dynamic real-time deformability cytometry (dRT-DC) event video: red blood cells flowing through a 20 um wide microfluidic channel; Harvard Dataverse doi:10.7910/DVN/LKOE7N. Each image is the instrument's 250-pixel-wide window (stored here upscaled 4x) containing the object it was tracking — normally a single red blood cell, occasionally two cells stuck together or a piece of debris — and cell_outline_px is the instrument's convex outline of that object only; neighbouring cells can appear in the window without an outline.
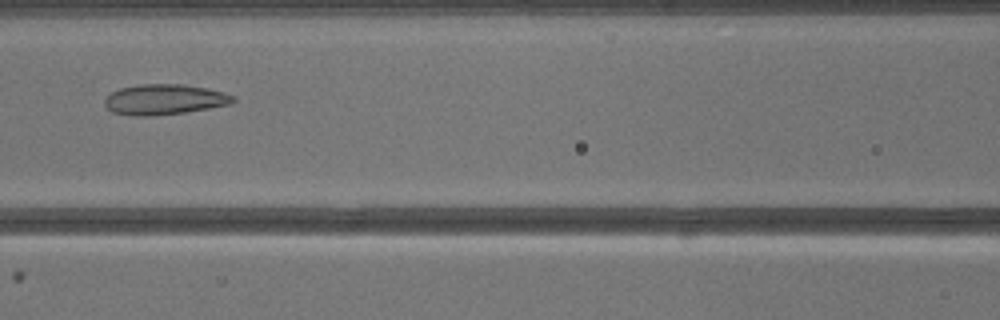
{"species": "common noctule bat (a hibernating species)", "species_latin": "Nyctalus noctula", "temperature_condition": "warm", "stored_images_in_passage": 34, "camera_frame_rate_fps": 3000, "um_per_image_px": 0.085, "animal": {"sex": "male", "body_mass_g": 13.3}, "frame": {"image": 1, "passage_image": 15, "time_ms": 4.667, "image_size_px": [1000, 320], "cell_outline_px": [[236, 100], [228, 104], [208, 108], [184, 112], [152, 116], [132, 116], [112, 112], [104, 104], [104, 100], [112, 92], [120, 88], [140, 84], [184, 84], [208, 88], [224, 92], [236, 96]], "centroid_in_image_um": [13.97, 8.45], "position_along_channel_um": 152.6, "area_um2": 22.77}}
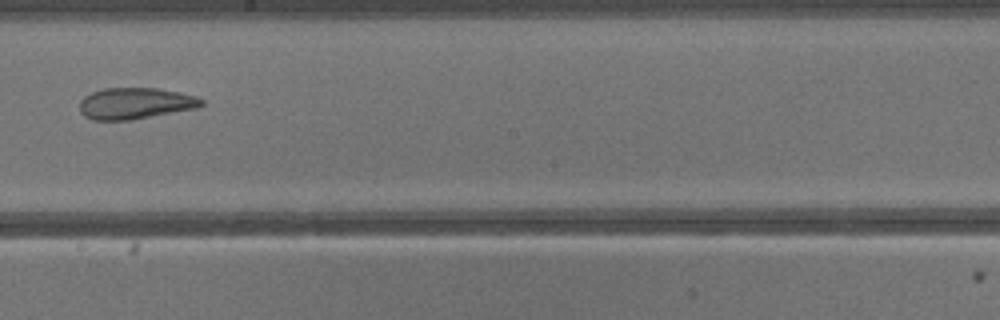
{"frame": {"image": 2, "passage_image": 20, "time_ms": 6.333, "image_size_px": [1000, 320], "cell_outline_px": [[204, 104], [200, 108], [132, 120], [92, 120], [84, 116], [80, 112], [80, 100], [84, 96], [92, 92], [104, 88], [156, 88], [196, 96], [204, 100]], "centroid_in_image_um": [11.51, 8.8], "position_along_channel_um": 236.7, "area_um2": 22.48}}
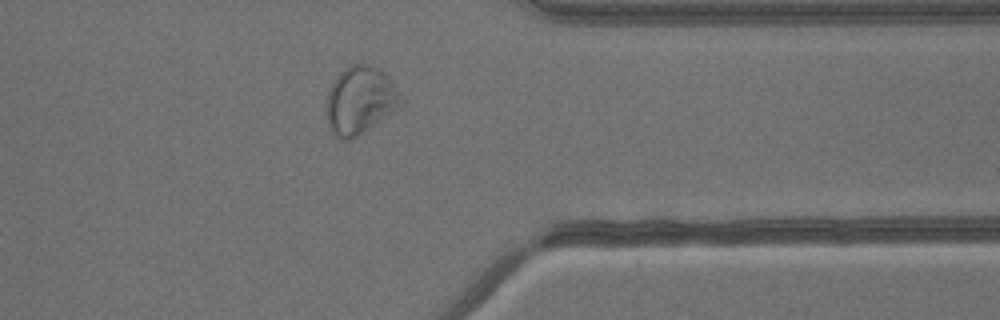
{"frame": {"image": 3, "passage_image": 29, "time_ms": 9.333, "image_size_px": [1000, 320], "cell_outline_px": [[404, 104], [356, 136], [348, 140], [344, 140], [336, 136], [328, 124], [324, 112], [328, 92], [336, 76], [348, 64], [368, 64], [380, 68], [388, 76], [400, 92], [404, 100]], "centroid_in_image_um": [30.6, 8.49], "position_along_channel_um": 380.8, "area_um2": 29.48}}